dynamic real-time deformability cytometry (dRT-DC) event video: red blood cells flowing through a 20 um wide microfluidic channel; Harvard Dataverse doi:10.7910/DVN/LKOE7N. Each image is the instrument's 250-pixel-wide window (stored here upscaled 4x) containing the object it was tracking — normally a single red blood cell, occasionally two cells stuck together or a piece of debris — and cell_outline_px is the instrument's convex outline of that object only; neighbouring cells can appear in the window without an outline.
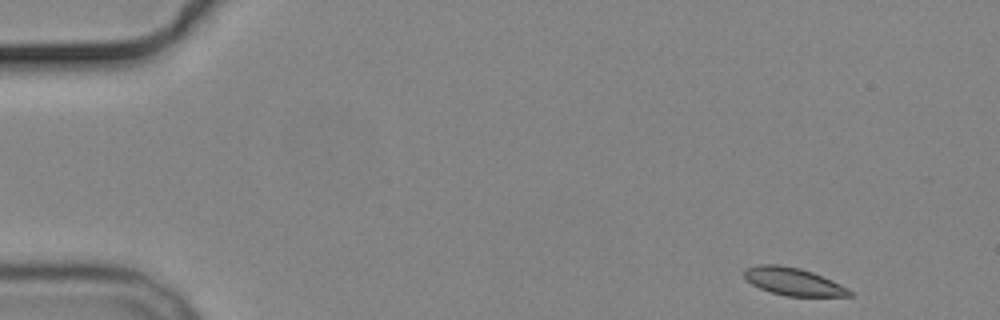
{"species": "common noctule bat (a hibernating species)", "species_latin": "Nyctalus noctula", "temperature_condition": "cold", "stored_images_in_passage": 8, "camera_frame_rate_fps": 3000, "um_per_image_px": 0.085, "animal": {"sex": "male", "body_mass_g": 19.2, "forearm_length_mm": 51.8}, "frame": {"image": 1, "passage_image": 1, "time_ms": 0.0, "image_size_px": [1000, 320], "cell_outline_px": [[852, 296], [784, 296], [760, 288], [752, 284], [744, 276], [744, 268], [756, 264], [776, 264], [800, 268], [812, 272], [832, 280], [848, 288], [852, 292]], "centroid_in_image_um": [67.41, 23.92], "position_along_channel_um": 17.6, "area_um2": 16.94}}
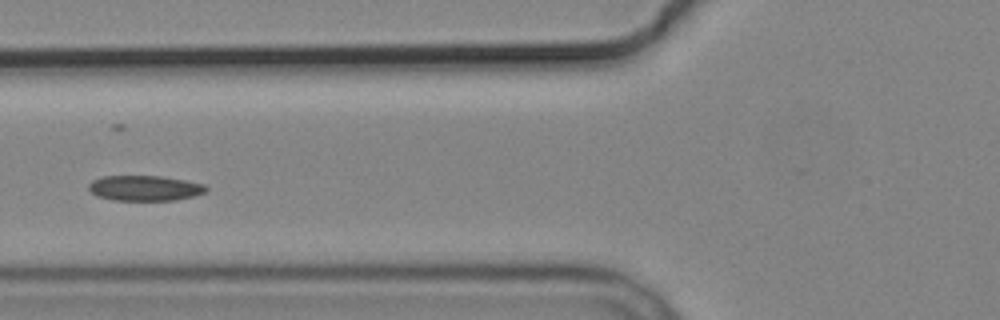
{"frame": {"image": 2, "passage_image": 6, "time_ms": 5.667, "image_size_px": [1000, 320], "cell_outline_px": [[208, 192], [196, 196], [176, 200], [112, 200], [96, 196], [88, 188], [88, 184], [92, 180], [100, 176], [160, 176], [184, 180], [204, 184], [208, 188]], "centroid_in_image_um": [12.32, 15.99], "position_along_channel_um": 113.5, "area_um2": 17.51}}
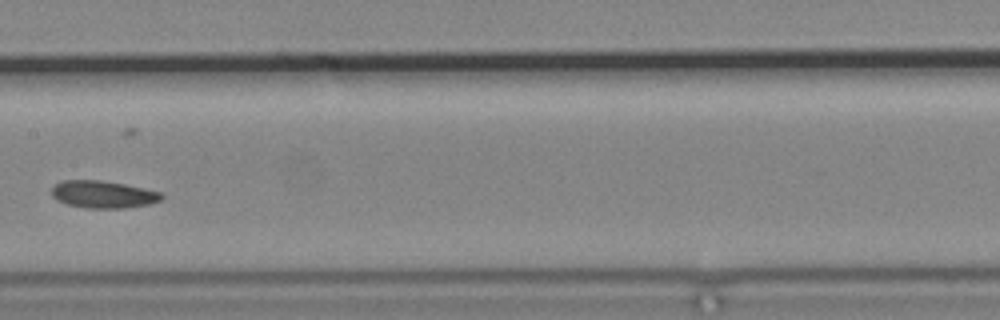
{"frame": {"image": 3, "passage_image": 8, "time_ms": 8.0, "image_size_px": [1000, 320], "cell_outline_px": [[164, 196], [160, 200], [148, 204], [124, 208], [84, 208], [68, 204], [56, 200], [52, 196], [52, 188], [56, 184], [64, 180], [100, 180], [124, 184], [144, 188], [160, 192]], "centroid_in_image_um": [8.75, 16.52], "position_along_channel_um": 198.6, "area_um2": 17.4}}